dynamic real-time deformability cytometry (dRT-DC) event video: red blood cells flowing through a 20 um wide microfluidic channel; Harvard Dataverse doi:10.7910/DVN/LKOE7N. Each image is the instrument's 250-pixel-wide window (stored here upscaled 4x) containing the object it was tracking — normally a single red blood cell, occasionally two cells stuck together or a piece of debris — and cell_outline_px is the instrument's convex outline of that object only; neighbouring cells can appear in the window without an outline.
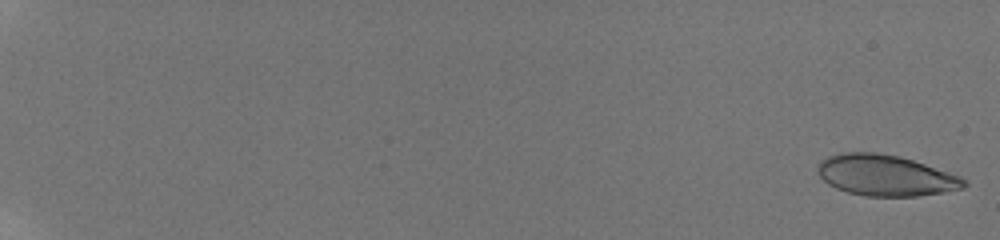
{"species": "human", "species_latin": "Homo sapiens", "temperature_condition": "room temperature", "stored_images_in_passage": 59, "camera_frame_rate_fps": 3000, "um_per_image_px": 0.085, "donor": {"sex": "male"}, "frame": {"image": 1, "passage_image": 2, "time_ms": 0.333, "image_size_px": [1000, 240], "cell_outline_px": [[968, 184], [964, 188], [944, 192], [916, 196], [864, 196], [848, 192], [836, 188], [828, 184], [820, 176], [820, 160], [828, 156], [840, 152], [876, 152], [900, 156], [960, 176], [968, 180]], "centroid_in_image_um": [75.3, 14.91], "position_along_channel_um": 9.7, "area_um2": 34.8}}
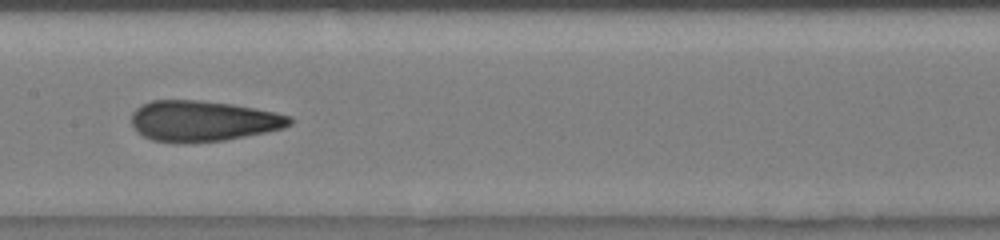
{"frame": {"image": 2, "passage_image": 35, "time_ms": 11.333, "image_size_px": [1000, 240], "cell_outline_px": [[296, 120], [292, 124], [284, 128], [224, 140], [184, 144], [152, 140], [136, 132], [132, 124], [132, 112], [140, 104], [152, 100], [200, 100], [232, 104], [256, 108], [276, 112], [292, 116]], "centroid_in_image_um": [17.25, 10.28], "position_along_channel_um": 190.1, "area_um2": 37.97}}
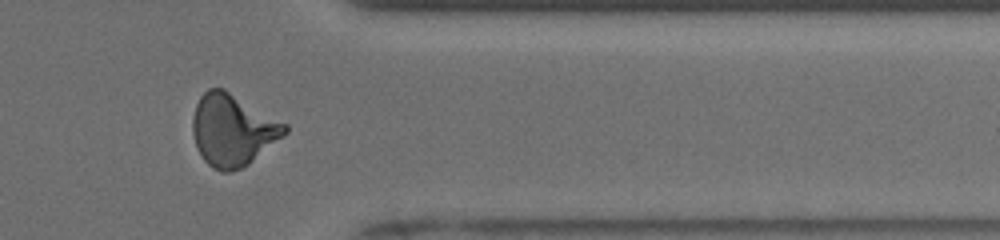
{"frame": {"image": 3, "passage_image": 51, "time_ms": 16.667, "image_size_px": [1000, 240], "cell_outline_px": [[288, 132], [284, 136], [248, 164], [232, 172], [224, 172], [212, 168], [204, 160], [196, 148], [192, 132], [192, 120], [196, 104], [200, 96], [208, 88], [224, 88], [288, 124]], "centroid_in_image_um": [19.78, 11.04], "position_along_channel_um": 391.6, "area_um2": 38.78}, "authors_computed_cell_mechanics": {"area_um2": 35.8938, "velocity_mm_per_s": 3.8587, "shape_relaxation_time_tau1_ms": 8.9264, "shape_relaxation_time_tau2_ms": 1.1414, "deformation_change_tau1": 0.2361, "deformation_change_tau2": 0.0801}}